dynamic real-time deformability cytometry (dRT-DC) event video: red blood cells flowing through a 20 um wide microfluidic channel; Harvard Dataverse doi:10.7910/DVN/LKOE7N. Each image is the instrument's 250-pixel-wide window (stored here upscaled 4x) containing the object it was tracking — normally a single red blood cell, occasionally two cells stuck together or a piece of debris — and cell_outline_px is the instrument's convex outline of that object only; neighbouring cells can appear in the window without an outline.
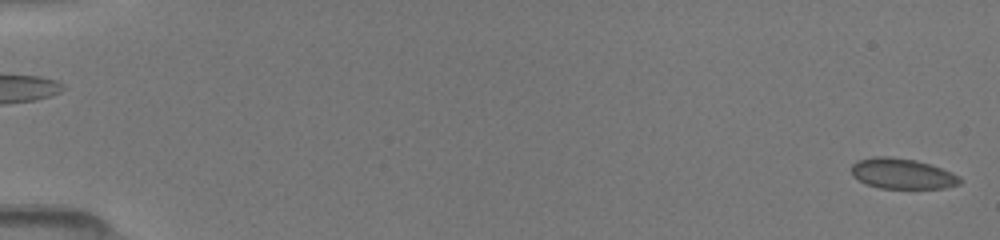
{"species": "common noctule bat (a hibernating species)", "species_latin": "Nyctalus noctula", "temperature_condition": "room temperature", "stored_images_in_passage": 2, "camera_frame_rate_fps": 3000, "um_per_image_px": 0.085, "animal": {"sex": "female", "body_mass_g": 19.5, "forearm_length_mm": 54.1}, "frame": {"image": 1, "passage_image": 2, "time_ms": 1.333, "image_size_px": [1000, 240], "cell_outline_px": [[960, 184], [944, 188], [880, 188], [868, 184], [860, 180], [852, 172], [852, 164], [856, 160], [876, 156], [888, 156], [916, 160], [952, 172], [960, 180]], "centroid_in_image_um": [76.67, 14.75], "position_along_channel_um": 8.3, "area_um2": 18.9}}